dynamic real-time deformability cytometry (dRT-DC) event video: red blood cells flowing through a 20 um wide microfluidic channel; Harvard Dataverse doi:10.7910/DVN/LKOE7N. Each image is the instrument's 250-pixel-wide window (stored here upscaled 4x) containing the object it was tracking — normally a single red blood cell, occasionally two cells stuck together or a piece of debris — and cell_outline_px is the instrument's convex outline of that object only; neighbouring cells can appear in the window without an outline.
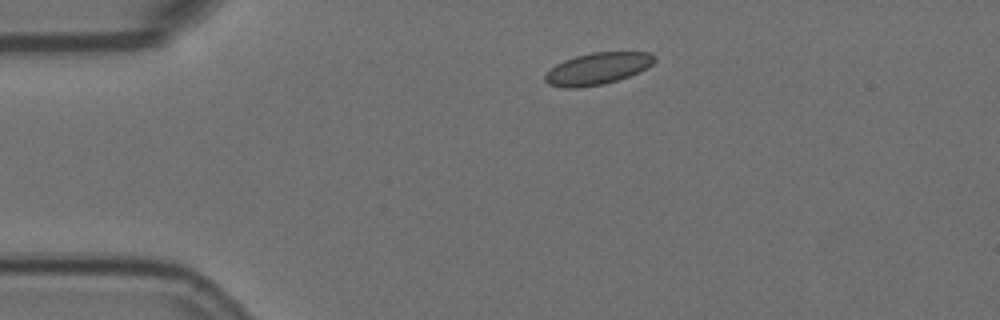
{"species": "Egyptian fruit bat (a non-hibernating species)", "species_latin": "Rousettus aegyptiacus", "temperature_condition": "room temperature", "stored_images_in_passage": 3, "camera_frame_rate_fps": 3000, "um_per_image_px": 0.085, "animal": {"sex": "female"}, "frame": {"image": 1, "passage_image": 1, "time_ms": 0.0, "image_size_px": [1000, 320], "cell_outline_px": [[656, 60], [648, 68], [640, 72], [604, 84], [580, 88], [564, 88], [548, 84], [544, 80], [544, 76], [556, 64], [564, 60], [576, 56], [592, 52], [648, 52], [656, 56]], "centroid_in_image_um": [50.8, 5.84], "position_along_channel_um": 34.2, "area_um2": 20.35}}
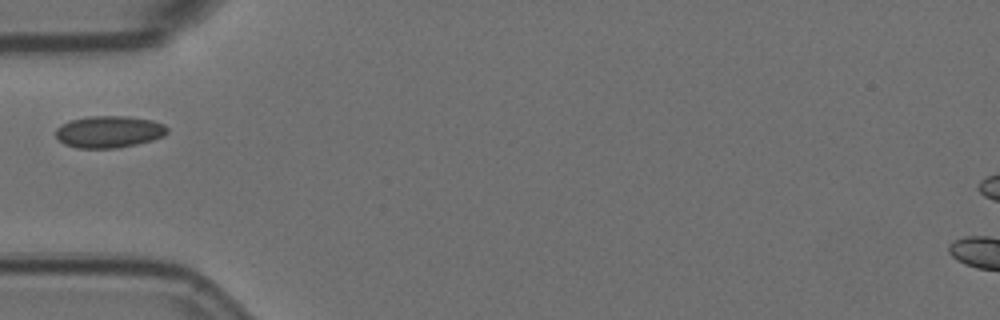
{"frame": {"image": 2, "passage_image": 3, "time_ms": 0.667, "image_size_px": [1000, 320], "cell_outline_px": [[168, 132], [164, 136], [152, 140], [120, 148], [76, 148], [64, 144], [56, 136], [56, 128], [68, 120], [88, 116], [128, 116], [152, 120], [164, 124], [168, 128]], "centroid_in_image_um": [9.27, 11.2], "position_along_channel_um": 75.7, "area_um2": 20.92}}